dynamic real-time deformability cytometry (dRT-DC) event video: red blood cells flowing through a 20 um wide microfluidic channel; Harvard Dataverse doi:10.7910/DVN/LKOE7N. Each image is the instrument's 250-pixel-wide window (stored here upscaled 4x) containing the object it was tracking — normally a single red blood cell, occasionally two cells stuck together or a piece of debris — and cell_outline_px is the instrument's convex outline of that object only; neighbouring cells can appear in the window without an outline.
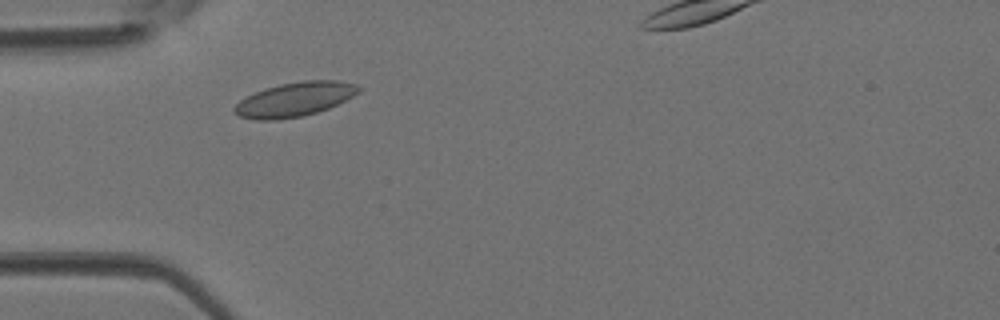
{"species": "Egyptian fruit bat (a non-hibernating species)", "species_latin": "Rousettus aegyptiacus", "temperature_condition": "room temperature", "stored_images_in_passage": 21, "camera_frame_rate_fps": 3000, "um_per_image_px": 0.085, "animal": {"sex": "female"}, "frame": {"image": 1, "passage_image": 1, "time_ms": 0.0, "image_size_px": [1000, 320], "cell_outline_px": [[364, 88], [360, 92], [328, 108], [316, 112], [300, 116], [276, 120], [256, 120], [240, 116], [232, 112], [232, 108], [240, 100], [264, 88], [280, 84], [304, 80], [336, 80], [356, 84]], "centroid_in_image_um": [25.04, 8.44], "position_along_channel_um": 60.0, "area_um2": 24.68}}